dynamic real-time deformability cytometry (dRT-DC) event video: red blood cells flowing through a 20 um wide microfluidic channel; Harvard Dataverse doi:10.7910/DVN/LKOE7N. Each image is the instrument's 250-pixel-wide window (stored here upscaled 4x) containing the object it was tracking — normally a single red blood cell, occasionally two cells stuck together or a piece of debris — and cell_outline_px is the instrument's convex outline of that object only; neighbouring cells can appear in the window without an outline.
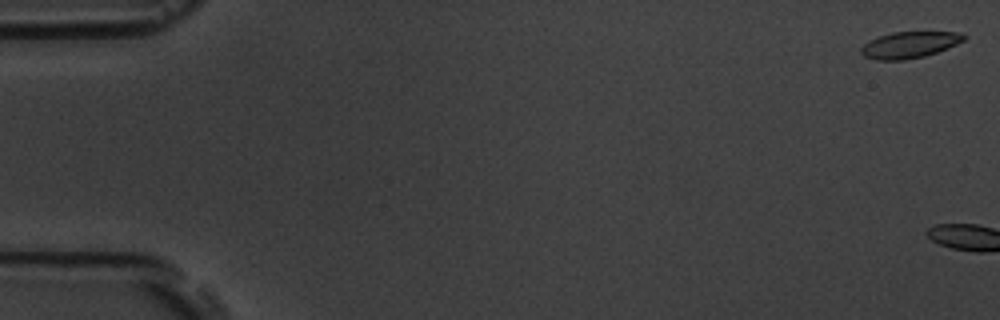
{"species": "common noctule bat (a hibernating species)", "species_latin": "Nyctalus noctula", "temperature_condition": "room temperature", "stored_images_in_passage": 4, "camera_frame_rate_fps": 3000, "um_per_image_px": 0.085, "animal": {"sex": "male", "body_mass_g": 19.5, "forearm_length_mm": 54.6}, "frame": {"image": 1, "passage_image": 1, "time_ms": 0.0, "image_size_px": [1000, 320], "cell_outline_px": [[968, 36], [964, 40], [948, 48], [924, 56], [904, 60], [876, 60], [864, 56], [860, 52], [860, 48], [868, 40], [892, 32], [960, 32]], "centroid_in_image_um": [77.29, 3.81], "position_along_channel_um": 7.7, "area_um2": 15.84}}